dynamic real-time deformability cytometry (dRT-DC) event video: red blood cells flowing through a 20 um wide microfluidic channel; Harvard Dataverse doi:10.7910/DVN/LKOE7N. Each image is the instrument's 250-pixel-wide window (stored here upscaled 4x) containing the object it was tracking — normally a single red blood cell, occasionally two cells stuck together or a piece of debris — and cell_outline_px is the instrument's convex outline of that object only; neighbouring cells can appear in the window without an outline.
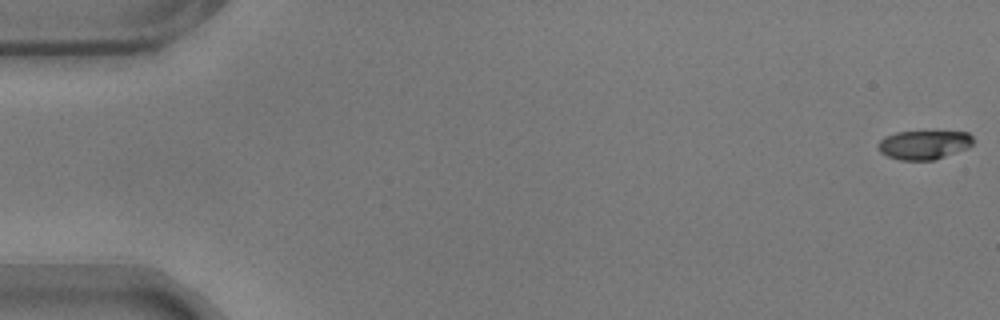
{"species": "common noctule bat (a hibernating species)", "species_latin": "Nyctalus noctula", "temperature_condition": "warm", "stored_images_in_passage": 57, "camera_frame_rate_fps": 3000, "um_per_image_px": 0.085, "animal": {"sex": "male", "body_mass_g": 17.9}, "frame": {"image": 1, "passage_image": 1, "time_ms": 0.0, "image_size_px": [1000, 320], "cell_outline_px": [[972, 144], [968, 148], [932, 160], [900, 160], [888, 156], [880, 152], [880, 140], [884, 136], [896, 132], [968, 132], [972, 136]], "centroid_in_image_um": [78.54, 12.3], "position_along_channel_um": 6.5, "area_um2": 15.72}}
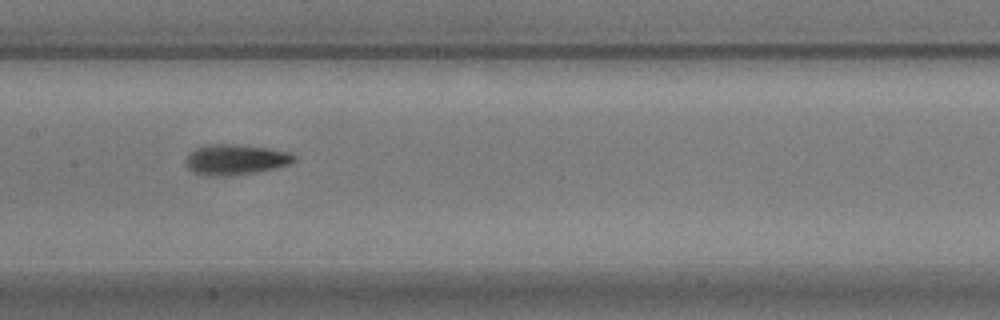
{"frame": {"image": 2, "passage_image": 29, "time_ms": 9.333, "image_size_px": [1000, 320], "cell_outline_px": [[296, 160], [292, 164], [276, 168], [256, 172], [224, 176], [208, 176], [192, 172], [184, 164], [184, 160], [188, 152], [204, 144], [236, 144], [268, 148], [288, 152], [296, 156]], "centroid_in_image_um": [19.98, 13.56], "position_along_channel_um": 187.4, "area_um2": 19.59}}
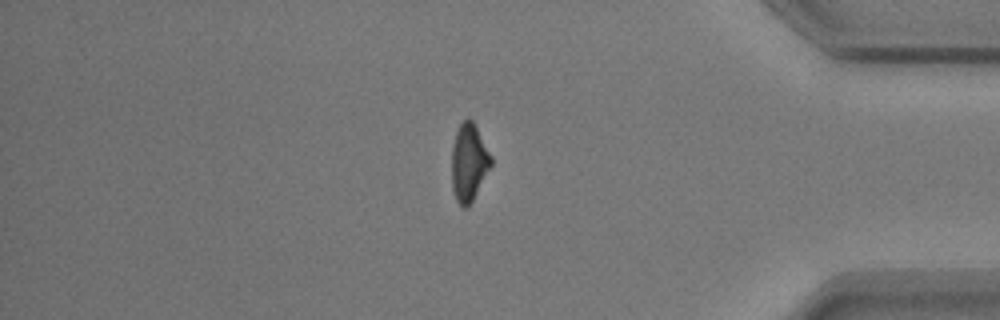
{"frame": {"image": 3, "passage_image": 49, "time_ms": 16.0, "image_size_px": [1000, 320], "cell_outline_px": [[492, 164], [468, 208], [464, 208], [456, 200], [452, 188], [452, 144], [456, 132], [460, 124], [468, 116], [472, 120], [492, 156]], "centroid_in_image_um": [39.85, 13.8], "position_along_channel_um": 395.4, "area_um2": 17.69}, "authors_computed_cell_mechanics": {"area_um2": 17.7446, "velocity_mm_per_s": 3.5499, "shape_relaxation_time_tau1_ms": 2.6339, "shape_relaxation_time_tau2_ms": 2.4055, "deformation_change_tau1": 0.1492, "deformation_change_tau2": 0.0835}}